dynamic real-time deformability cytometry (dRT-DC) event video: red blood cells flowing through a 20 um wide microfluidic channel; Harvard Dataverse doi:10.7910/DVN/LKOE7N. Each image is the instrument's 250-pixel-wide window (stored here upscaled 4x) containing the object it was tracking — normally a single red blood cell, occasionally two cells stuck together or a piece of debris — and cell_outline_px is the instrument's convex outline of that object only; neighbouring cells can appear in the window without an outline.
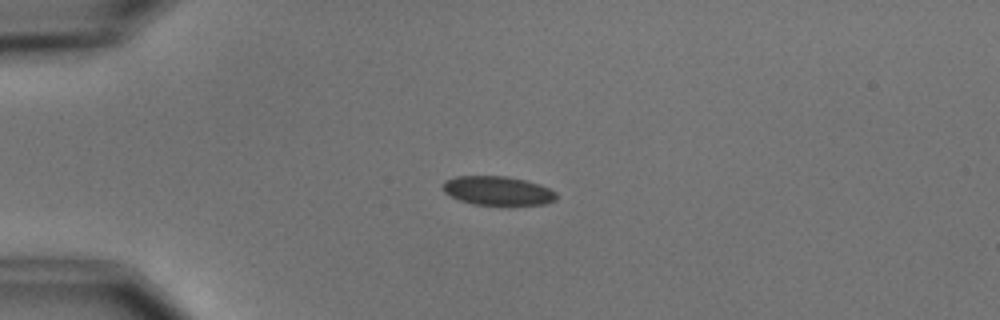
{"species": "common noctule bat (a hibernating species)", "species_latin": "Nyctalus noctula", "temperature_condition": "cold", "stored_images_in_passage": 8, "camera_frame_rate_fps": 3000, "um_per_image_px": 0.085, "animal": {"sex": "male", "body_mass_g": 15.6}, "frame": {"image": 1, "passage_image": 3, "time_ms": 2.333, "image_size_px": [1000, 320], "cell_outline_px": [[556, 200], [544, 204], [472, 204], [460, 200], [444, 192], [440, 184], [444, 180], [456, 176], [508, 176], [540, 184], [556, 192]], "centroid_in_image_um": [42.26, 16.19], "position_along_channel_um": 42.7, "area_um2": 19.07}}
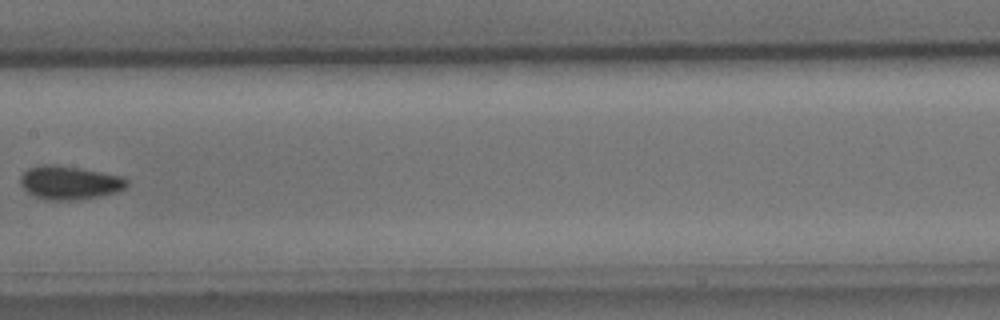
{"frame": {"image": 2, "passage_image": 7, "time_ms": 7.333, "image_size_px": [1000, 320], "cell_outline_px": [[128, 184], [124, 188], [116, 192], [100, 196], [80, 200], [48, 200], [36, 196], [28, 192], [20, 184], [20, 176], [28, 168], [40, 164], [56, 164], [80, 168], [124, 176], [128, 180]], "centroid_in_image_um": [5.92, 15.51], "position_along_channel_um": 201.5, "area_um2": 20.98}}
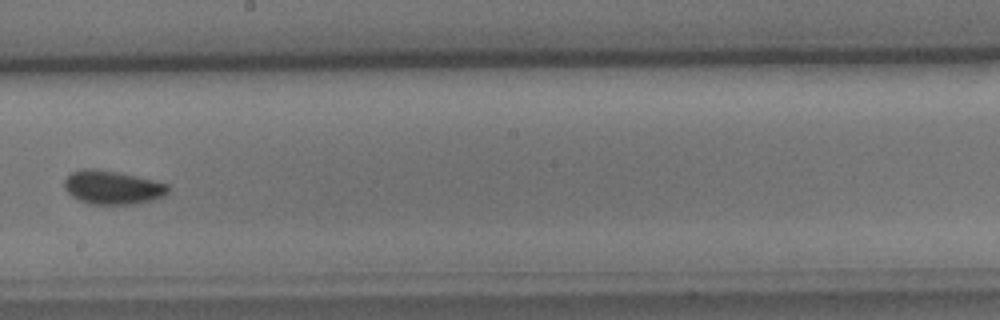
{"frame": {"image": 3, "passage_image": 8, "time_ms": 8.333, "image_size_px": [1000, 320], "cell_outline_px": [[168, 192], [164, 196], [152, 200], [132, 204], [92, 204], [80, 200], [72, 196], [64, 188], [64, 180], [72, 172], [80, 168], [96, 168], [120, 172], [168, 184]], "centroid_in_image_um": [9.54, 15.91], "position_along_channel_um": 238.7, "area_um2": 20.35}}